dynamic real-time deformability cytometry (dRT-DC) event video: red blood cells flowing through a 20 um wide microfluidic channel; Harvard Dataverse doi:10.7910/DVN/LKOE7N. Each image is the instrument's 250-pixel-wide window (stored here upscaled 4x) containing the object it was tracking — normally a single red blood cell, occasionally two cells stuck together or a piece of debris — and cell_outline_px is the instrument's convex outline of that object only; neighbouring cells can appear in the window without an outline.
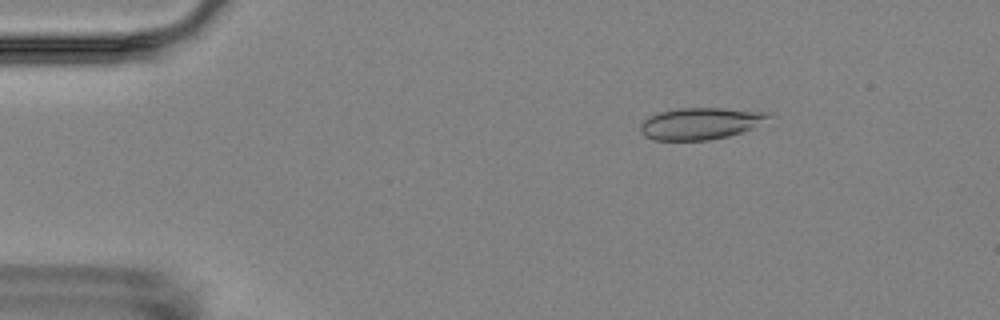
{"species": "Egyptian fruit bat (a non-hibernating species)", "species_latin": "Rousettus aegyptiacus", "temperature_condition": "room temperature", "stored_images_in_passage": 4, "camera_frame_rate_fps": 3000, "um_per_image_px": 0.085, "animal": {"sex": "female"}, "frame": {"image": 1, "passage_image": 2, "time_ms": 1.333, "image_size_px": [1000, 320], "cell_outline_px": [[768, 116], [752, 128], [728, 136], [708, 140], [652, 140], [644, 136], [640, 132], [640, 124], [644, 120], [660, 112], [680, 108], [720, 108], [768, 112]], "centroid_in_image_um": [59.45, 10.51], "position_along_channel_um": 25.6, "area_um2": 23.24}}